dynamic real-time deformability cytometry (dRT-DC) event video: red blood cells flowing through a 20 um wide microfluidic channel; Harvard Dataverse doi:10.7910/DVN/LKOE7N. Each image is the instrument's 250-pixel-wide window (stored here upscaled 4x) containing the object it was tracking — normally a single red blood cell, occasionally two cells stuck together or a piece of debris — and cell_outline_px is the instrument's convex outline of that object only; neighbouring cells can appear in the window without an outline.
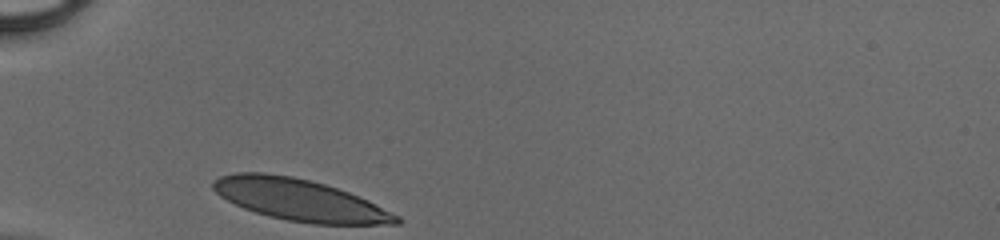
{"species": "human", "species_latin": "Homo sapiens", "temperature_condition": "cold", "stored_images_in_passage": 26, "camera_frame_rate_fps": 3000, "um_per_image_px": 0.085, "donor": {"sex": "male"}, "frame": {"image": 1, "passage_image": 1, "time_ms": 0.0, "image_size_px": [1000, 240], "cell_outline_px": [[404, 220], [400, 224], [312, 224], [288, 220], [268, 216], [244, 208], [220, 196], [212, 188], [212, 180], [220, 176], [236, 172], [264, 172], [292, 176], [324, 184], [348, 192], [368, 200], [400, 216]], "centroid_in_image_um": [25.48, 16.99], "position_along_channel_um": 59.5, "area_um2": 44.39}}
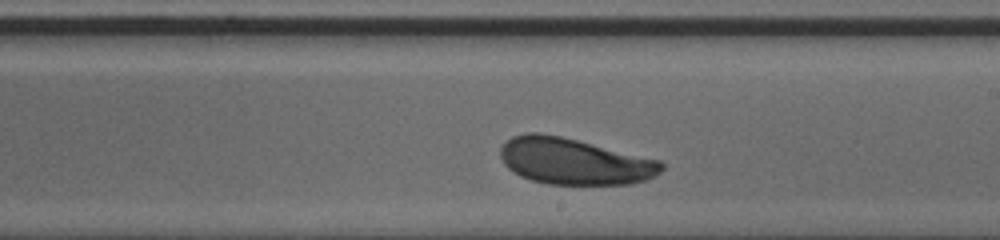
{"frame": {"image": 2, "passage_image": 15, "time_ms": 4.667, "image_size_px": [1000, 240], "cell_outline_px": [[664, 168], [660, 172], [648, 180], [632, 184], [548, 184], [532, 180], [520, 176], [508, 168], [504, 164], [500, 156], [500, 148], [512, 136], [524, 132], [540, 132], [560, 136], [660, 160], [664, 164]], "centroid_in_image_um": [48.8, 13.71], "position_along_channel_um": 240.2, "area_um2": 43.52}}
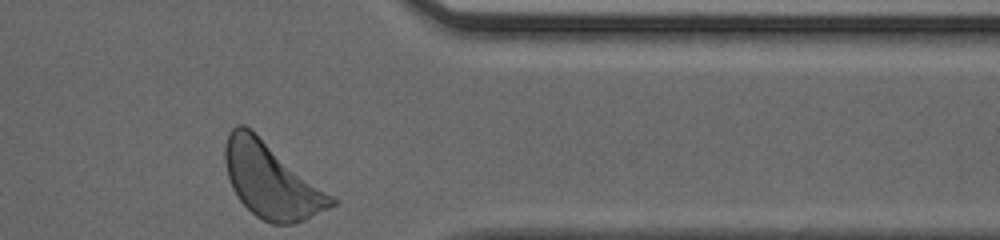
{"frame": {"image": 3, "passage_image": 26, "time_ms": 8.333, "image_size_px": [1000, 240], "cell_outline_px": [[336, 204], [296, 224], [272, 224], [256, 216], [240, 200], [232, 188], [228, 176], [224, 160], [224, 148], [228, 132], [236, 124], [244, 124], [332, 196], [336, 200]], "centroid_in_image_um": [23.0, 15.35], "position_along_channel_um": 388.4, "area_um2": 45.43}}